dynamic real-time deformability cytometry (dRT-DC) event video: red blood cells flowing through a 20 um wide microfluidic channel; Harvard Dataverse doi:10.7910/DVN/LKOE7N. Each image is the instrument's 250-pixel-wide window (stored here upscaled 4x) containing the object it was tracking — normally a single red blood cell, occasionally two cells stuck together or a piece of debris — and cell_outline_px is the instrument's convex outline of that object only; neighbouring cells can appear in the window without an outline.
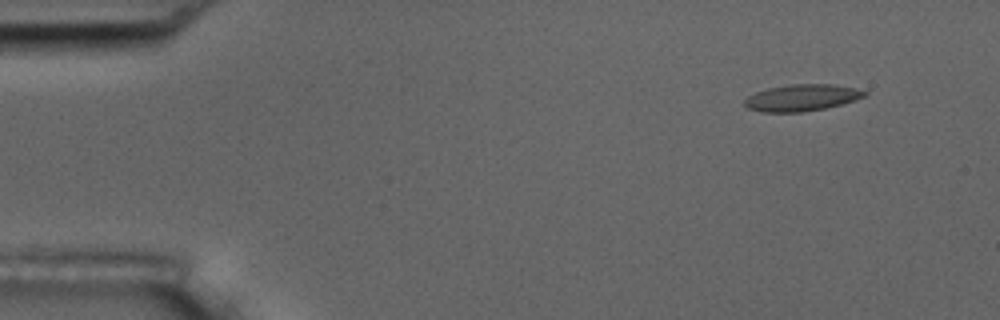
{"species": "common noctule bat (a hibernating species)", "species_latin": "Nyctalus noctula", "temperature_condition": "room temperature", "stored_images_in_passage": 14, "camera_frame_rate_fps": 3000, "um_per_image_px": 0.085, "animal": {"sex": "male", "body_mass_g": 17.5, "forearm_length_mm": 52.3}, "frame": {"image": 1, "passage_image": 1, "time_ms": 0.0, "image_size_px": [1000, 320], "cell_outline_px": [[868, 92], [864, 96], [856, 100], [844, 104], [804, 112], [764, 112], [748, 108], [744, 104], [744, 100], [748, 96], [756, 92], [768, 88], [788, 84], [832, 84], [856, 88]], "centroid_in_image_um": [68.17, 8.3], "position_along_channel_um": 16.8, "area_um2": 18.67}}
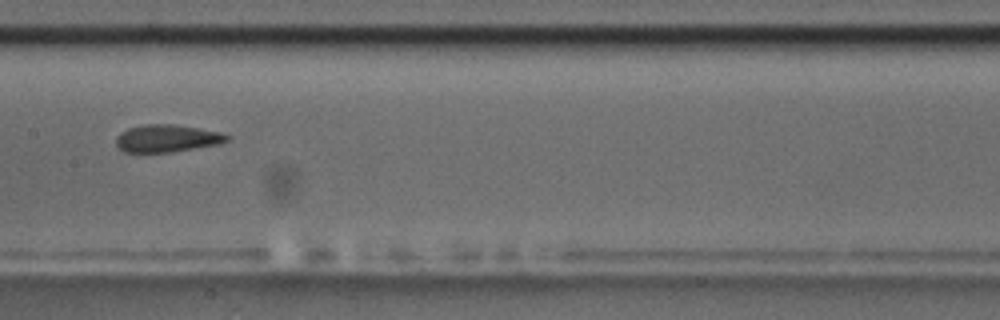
{"frame": {"image": 2, "passage_image": 7, "time_ms": 2.0, "image_size_px": [1000, 320], "cell_outline_px": [[232, 136], [228, 140], [220, 144], [172, 152], [124, 152], [116, 144], [116, 136], [120, 132], [128, 128], [144, 124], [172, 124], [224, 132]], "centroid_in_image_um": [14.23, 11.75], "position_along_channel_um": 193.2, "area_um2": 17.92}}
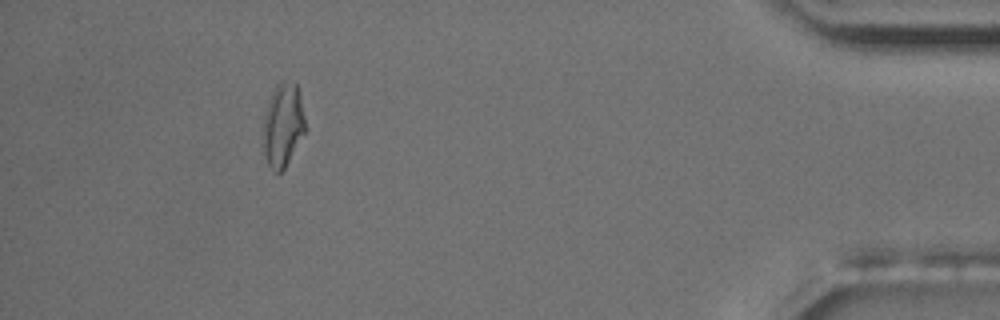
{"frame": {"image": 3, "passage_image": 13, "time_ms": 4.0, "image_size_px": [1000, 320], "cell_outline_px": [[308, 128], [284, 168], [276, 176], [272, 172], [264, 156], [264, 112], [268, 100], [276, 84], [280, 80], [284, 80], [296, 84], [300, 92]], "centroid_in_image_um": [24.08, 10.62], "position_along_channel_um": 411.1, "area_um2": 21.04}}